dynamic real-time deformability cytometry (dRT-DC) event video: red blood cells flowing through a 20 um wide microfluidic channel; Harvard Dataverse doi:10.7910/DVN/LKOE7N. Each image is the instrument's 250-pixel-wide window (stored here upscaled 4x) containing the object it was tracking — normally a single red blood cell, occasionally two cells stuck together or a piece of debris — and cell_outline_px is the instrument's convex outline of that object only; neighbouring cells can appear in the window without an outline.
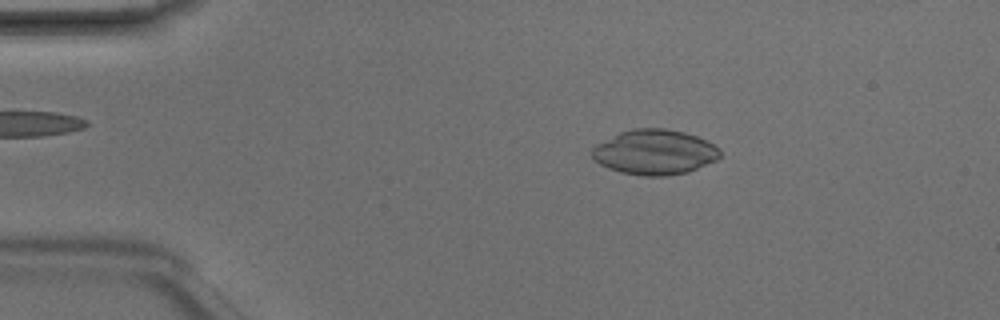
{"species": "Egyptian fruit bat (a non-hibernating species)", "species_latin": "Rousettus aegyptiacus", "temperature_condition": "room temperature", "stored_images_in_passage": 4, "camera_frame_rate_fps": 3000, "um_per_image_px": 0.085, "animal": {"sex": "male"}, "frame": {"image": 1, "passage_image": 1, "time_ms": 0.0, "image_size_px": [1000, 320], "cell_outline_px": [[720, 156], [716, 160], [688, 172], [664, 176], [644, 176], [620, 172], [608, 168], [600, 164], [592, 156], [592, 148], [596, 144], [620, 132], [632, 128], [664, 128], [684, 132], [696, 136], [720, 148]], "centroid_in_image_um": [55.63, 12.93], "position_along_channel_um": 29.4, "area_um2": 33.47}}